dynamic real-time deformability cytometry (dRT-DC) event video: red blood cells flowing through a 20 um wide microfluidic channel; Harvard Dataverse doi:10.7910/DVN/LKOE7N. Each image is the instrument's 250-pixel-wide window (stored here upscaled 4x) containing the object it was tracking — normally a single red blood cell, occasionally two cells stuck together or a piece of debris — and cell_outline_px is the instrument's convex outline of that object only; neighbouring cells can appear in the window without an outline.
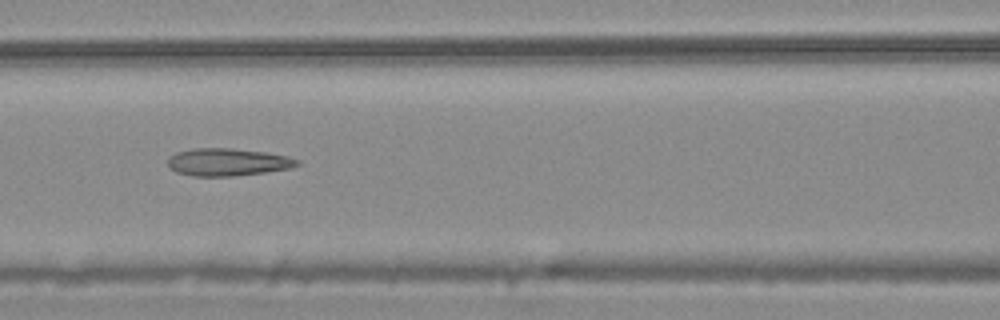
{"species": "common noctule bat (a hibernating species)", "species_latin": "Nyctalus noctula", "temperature_condition": "warm", "stored_images_in_passage": 8, "camera_frame_rate_fps": 3000, "um_per_image_px": 0.085, "animal": {"sex": "male", "body_mass_g": 20.4}, "frame": {"image": 1, "passage_image": 6, "time_ms": 1.667, "image_size_px": [1000, 320], "cell_outline_px": [[300, 164], [288, 168], [264, 172], [232, 176], [192, 176], [176, 172], [168, 168], [168, 156], [176, 152], [192, 148], [228, 148], [264, 152], [288, 156], [300, 160]], "centroid_in_image_um": [19.29, 13.77], "position_along_channel_um": 147.3, "area_um2": 20.75}}
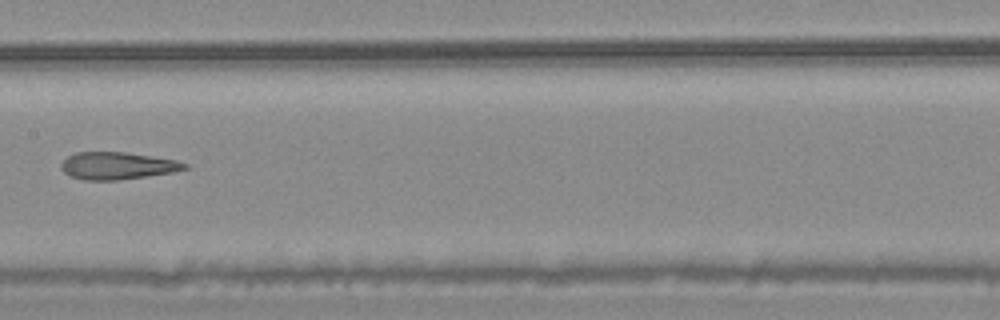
{"frame": {"image": 2, "passage_image": 7, "time_ms": 2.0, "image_size_px": [1000, 320], "cell_outline_px": [[188, 168], [172, 172], [120, 180], [84, 180], [72, 176], [64, 172], [60, 168], [60, 164], [68, 156], [76, 152], [124, 152], [176, 160], [188, 164]], "centroid_in_image_um": [9.95, 14.09], "position_along_channel_um": 197.4, "area_um2": 19.48}}
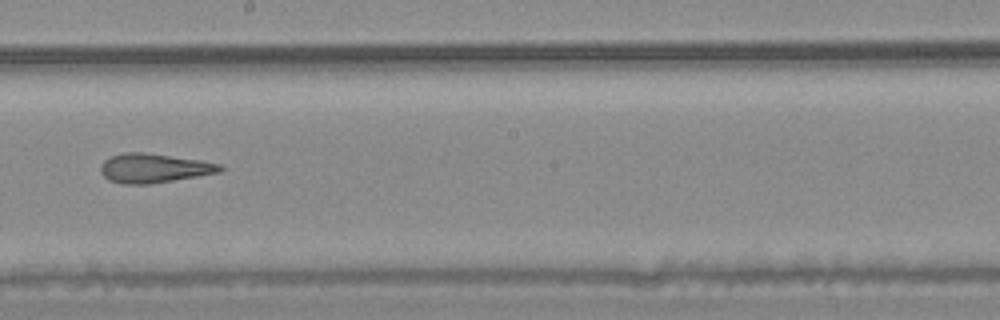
{"frame": {"image": 3, "passage_image": 8, "time_ms": 2.333, "image_size_px": [1000, 320], "cell_outline_px": [[224, 168], [220, 172], [152, 184], [124, 184], [108, 180], [100, 172], [100, 164], [104, 160], [112, 156], [124, 152], [144, 152], [200, 160], [220, 164]], "centroid_in_image_um": [13.05, 14.29], "position_along_channel_um": 235.1, "area_um2": 20.35}}